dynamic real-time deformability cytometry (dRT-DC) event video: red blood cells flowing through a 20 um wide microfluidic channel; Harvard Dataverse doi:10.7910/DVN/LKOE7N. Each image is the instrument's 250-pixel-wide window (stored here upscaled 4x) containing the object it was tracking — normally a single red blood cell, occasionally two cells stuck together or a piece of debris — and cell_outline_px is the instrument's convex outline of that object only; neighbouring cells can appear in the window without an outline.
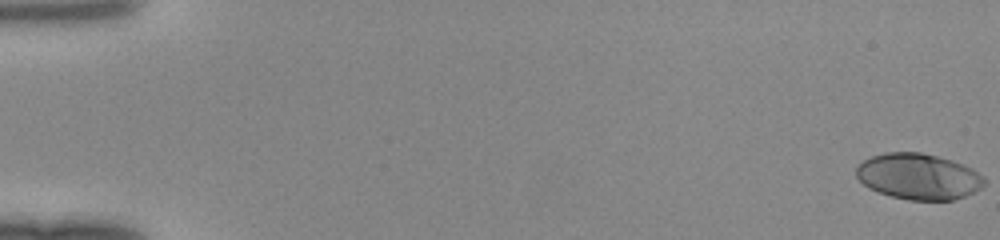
{"species": "human", "species_latin": "Homo sapiens", "temperature_condition": "room temperature", "stored_images_in_passage": 49, "camera_frame_rate_fps": 3000, "um_per_image_px": 0.085, "donor": {"sex": "female"}, "frame": {"image": 1, "passage_image": 1, "time_ms": 0.0, "image_size_px": [1000, 240], "cell_outline_px": [[984, 184], [980, 188], [964, 196], [952, 200], [908, 200], [892, 196], [868, 188], [856, 176], [856, 168], [864, 160], [872, 156], [884, 152], [920, 152], [952, 160], [972, 168], [984, 176]], "centroid_in_image_um": [78.06, 14.99], "position_along_channel_um": 6.9, "area_um2": 34.1}}
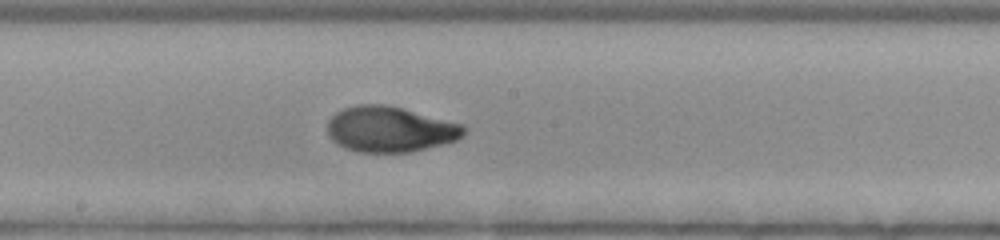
{"frame": {"image": 2, "passage_image": 28, "time_ms": 9.0, "image_size_px": [1000, 240], "cell_outline_px": [[468, 128], [464, 136], [456, 140], [412, 152], [360, 152], [344, 148], [336, 144], [328, 136], [328, 120], [336, 112], [344, 108], [356, 104], [384, 104], [464, 124]], "centroid_in_image_um": [33.15, 10.99], "position_along_channel_um": 215.0, "area_um2": 36.36}}
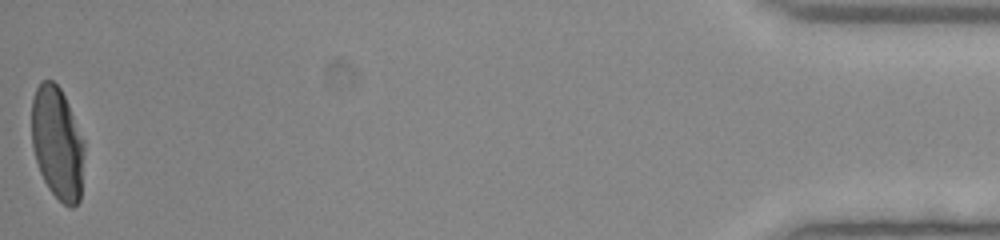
{"frame": {"image": 3, "passage_image": 49, "time_ms": 16.0, "image_size_px": [1000, 240], "cell_outline_px": [[84, 148], [80, 200], [72, 208], [68, 208], [48, 188], [40, 172], [32, 148], [32, 100], [36, 88], [40, 80], [52, 80], [60, 88], [68, 104], [84, 140]], "centroid_in_image_um": [4.87, 12.16], "position_along_channel_um": 430.3, "area_um2": 34.51}}